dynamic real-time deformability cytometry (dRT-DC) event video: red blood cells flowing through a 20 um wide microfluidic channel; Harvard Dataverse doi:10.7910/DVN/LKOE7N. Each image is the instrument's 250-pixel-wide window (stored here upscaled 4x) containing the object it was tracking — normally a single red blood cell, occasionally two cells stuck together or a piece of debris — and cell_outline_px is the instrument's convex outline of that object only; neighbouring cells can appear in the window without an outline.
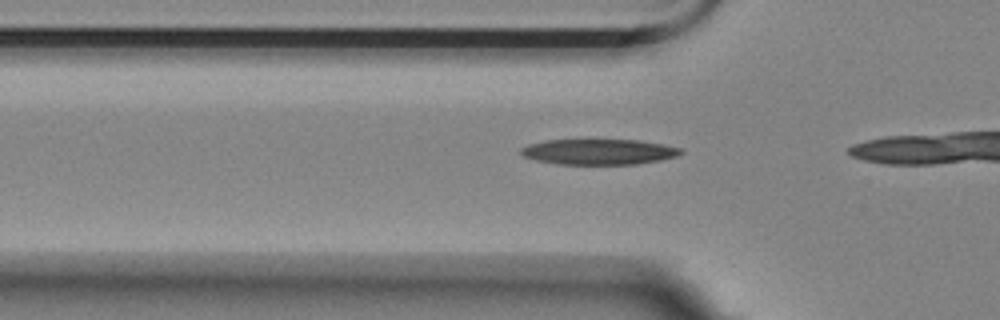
{"species": "Egyptian fruit bat (a non-hibernating species)", "species_latin": "Rousettus aegyptiacus", "temperature_condition": "room temperature", "stored_images_in_passage": 6, "camera_frame_rate_fps": 3000, "um_per_image_px": 0.085, "animal": {"sex": "female"}, "frame": {"image": 1, "passage_image": 3, "time_ms": 0.667, "image_size_px": [1000, 320], "cell_outline_px": [[684, 152], [676, 156], [660, 160], [636, 164], [556, 164], [536, 160], [524, 156], [520, 152], [520, 148], [528, 144], [544, 140], [640, 140], [664, 144], [680, 148]], "centroid_in_image_um": [50.89, 12.9], "position_along_channel_um": 74.9, "area_um2": 23.81}}